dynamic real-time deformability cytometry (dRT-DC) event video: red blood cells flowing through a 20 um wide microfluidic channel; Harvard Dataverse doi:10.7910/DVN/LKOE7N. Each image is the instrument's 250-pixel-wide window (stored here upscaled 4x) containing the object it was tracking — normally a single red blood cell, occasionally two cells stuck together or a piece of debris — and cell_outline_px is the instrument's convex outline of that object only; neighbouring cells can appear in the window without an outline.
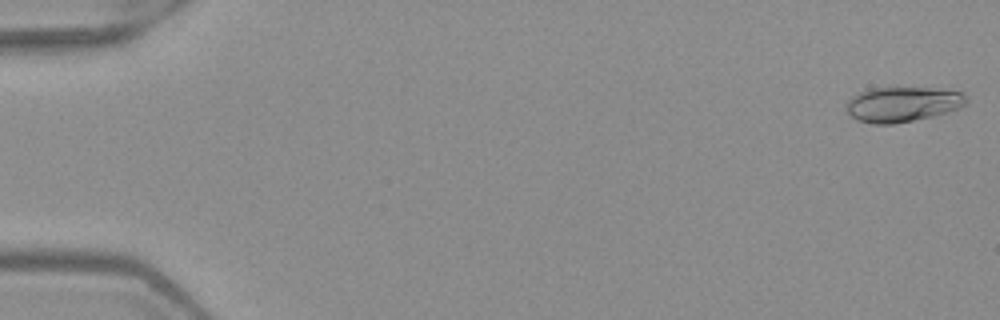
{"species": "Egyptian fruit bat (a non-hibernating species)", "species_latin": "Rousettus aegyptiacus", "temperature_condition": "warm", "stored_images_in_passage": 6, "camera_frame_rate_fps": 3000, "um_per_image_px": 0.085, "frame": {"image": 1, "passage_image": 1, "time_ms": 0.0, "image_size_px": [1000, 320], "cell_outline_px": [[968, 100], [960, 108], [932, 116], [892, 124], [872, 124], [856, 120], [844, 108], [844, 104], [852, 96], [860, 92], [872, 88], [928, 88], [964, 92]], "centroid_in_image_um": [76.68, 8.86], "position_along_channel_um": 8.3, "area_um2": 24.45}}
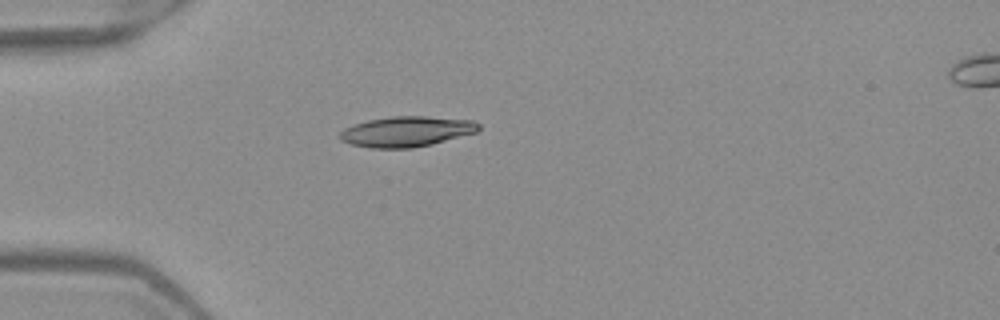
{"frame": {"image": 2, "passage_image": 5, "time_ms": 1.333, "image_size_px": [1000, 320], "cell_outline_px": [[480, 128], [476, 132], [432, 144], [412, 148], [372, 148], [352, 144], [340, 140], [340, 132], [344, 128], [352, 124], [368, 120], [392, 116], [424, 116], [472, 120], [480, 124]], "centroid_in_image_um": [34.54, 11.17], "position_along_channel_um": 50.5, "area_um2": 24.51}}